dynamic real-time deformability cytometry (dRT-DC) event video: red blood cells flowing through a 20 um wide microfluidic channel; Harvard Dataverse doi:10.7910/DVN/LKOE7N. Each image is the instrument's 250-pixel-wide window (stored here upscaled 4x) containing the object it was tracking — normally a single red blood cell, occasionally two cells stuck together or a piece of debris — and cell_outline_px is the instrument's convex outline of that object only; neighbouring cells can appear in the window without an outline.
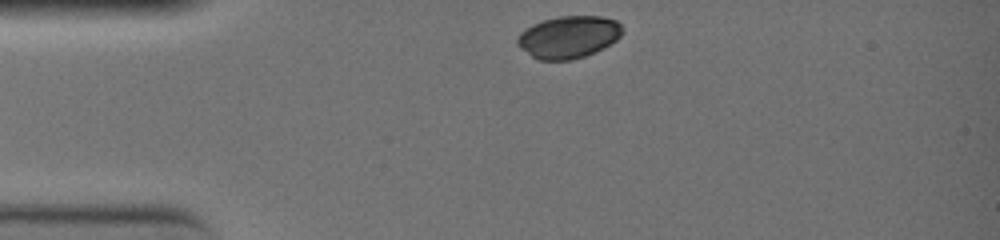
{"species": "common noctule bat (a hibernating species)", "species_latin": "Nyctalus noctula", "temperature_condition": "warm", "stored_images_in_passage": 21, "camera_frame_rate_fps": 3000, "um_per_image_px": 0.085, "animal": {"sex": "female", "body_mass_g": 19.0, "forearm_length_mm": 51.5}, "frame": {"image": 1, "passage_image": 1, "time_ms": 0.0, "image_size_px": [1000, 240], "cell_outline_px": [[624, 32], [616, 40], [604, 48], [596, 52], [572, 60], [540, 60], [532, 56], [520, 48], [516, 44], [516, 40], [520, 32], [524, 28], [532, 24], [556, 16], [604, 16], [616, 20], [624, 28]], "centroid_in_image_um": [48.34, 3.14], "position_along_channel_um": 36.7, "area_um2": 26.18}}
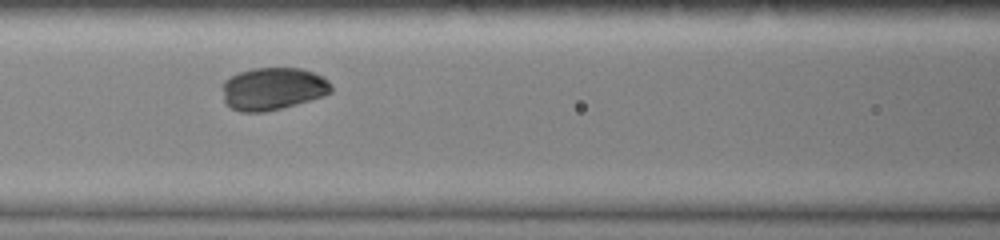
{"frame": {"image": 2, "passage_image": 12, "time_ms": 3.667, "image_size_px": [1000, 240], "cell_outline_px": [[332, 92], [324, 96], [296, 104], [264, 112], [240, 112], [232, 108], [224, 100], [224, 80], [240, 72], [252, 68], [300, 68], [312, 72], [328, 80], [332, 84]], "centroid_in_image_um": [23.22, 7.54], "position_along_channel_um": 143.4, "area_um2": 26.76}}
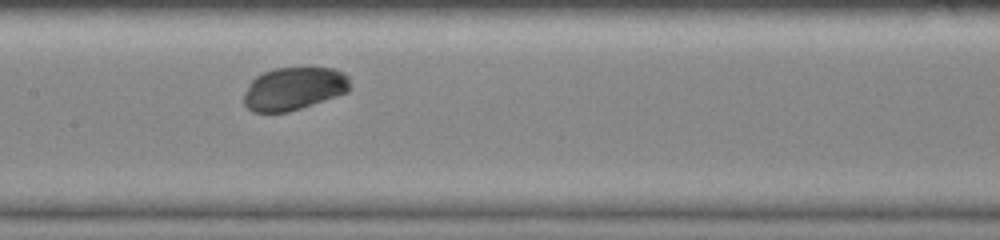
{"frame": {"image": 3, "passage_image": 15, "time_ms": 4.667, "image_size_px": [1000, 240], "cell_outline_px": [[352, 88], [348, 92], [288, 112], [252, 112], [244, 104], [244, 92], [248, 84], [256, 76], [264, 72], [276, 68], [332, 68], [344, 72], [348, 76]], "centroid_in_image_um": [24.99, 7.53], "position_along_channel_um": 182.4, "area_um2": 26.59}}